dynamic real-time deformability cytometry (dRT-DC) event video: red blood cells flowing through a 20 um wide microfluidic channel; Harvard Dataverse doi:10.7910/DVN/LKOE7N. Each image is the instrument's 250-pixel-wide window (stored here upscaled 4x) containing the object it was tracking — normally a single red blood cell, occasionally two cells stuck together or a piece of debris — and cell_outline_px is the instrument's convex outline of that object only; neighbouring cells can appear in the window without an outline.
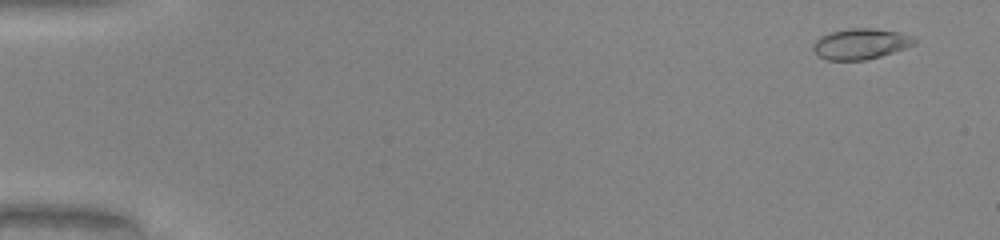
{"species": "common noctule bat (a hibernating species)", "species_latin": "Nyctalus noctula", "temperature_condition": "warm", "stored_images_in_passage": 51, "camera_frame_rate_fps": 3000, "um_per_image_px": 0.085, "animal": {"sex": "male", "body_mass_g": 20.0, "forearm_length_mm": 53.3}, "frame": {"image": 1, "passage_image": 3, "time_ms": 0.667, "image_size_px": [1000, 240], "cell_outline_px": [[916, 44], [880, 56], [864, 60], [824, 60], [816, 56], [812, 48], [812, 44], [820, 36], [832, 32], [848, 28], [872, 28], [896, 32], [912, 36], [916, 40]], "centroid_in_image_um": [73.09, 3.74], "position_along_channel_um": 11.9, "area_um2": 18.09}}
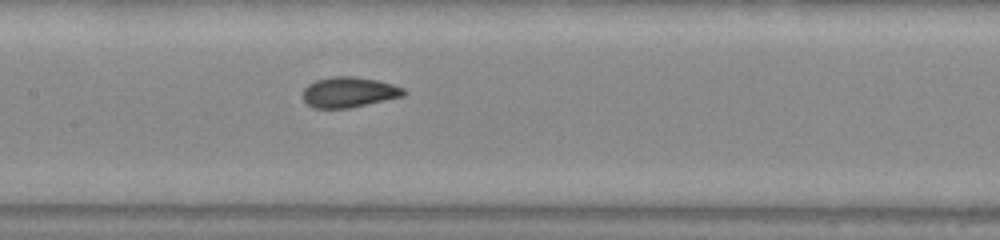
{"frame": {"image": 2, "passage_image": 26, "time_ms": 8.333, "image_size_px": [1000, 240], "cell_outline_px": [[408, 92], [404, 96], [348, 108], [312, 108], [304, 100], [304, 88], [308, 84], [316, 80], [332, 76], [352, 76], [376, 80], [392, 84], [404, 88]], "centroid_in_image_um": [29.67, 7.83], "position_along_channel_um": 177.7, "area_um2": 17.8}}
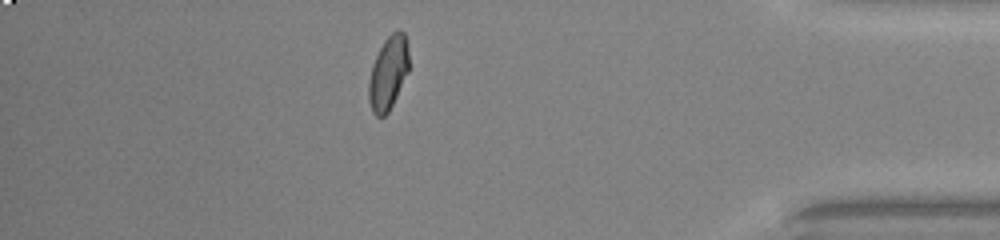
{"frame": {"image": 3, "passage_image": 45, "time_ms": 14.667, "image_size_px": [1000, 240], "cell_outline_px": [[408, 72], [388, 112], [384, 116], [376, 116], [372, 112], [368, 100], [368, 84], [372, 64], [384, 40], [392, 32], [404, 32], [408, 48]], "centroid_in_image_um": [32.98, 6.22], "position_along_channel_um": 402.2, "area_um2": 16.99}, "authors_computed_cell_mechanics": {"area_um2": 17.629, "velocity_mm_per_s": 4.1061, "shape_relaxation_time_tau1_ms": 8.1728, "shape_relaxation_time_tau2_ms": null, "deformation_change_tau1": 0.2248, "deformation_change_tau2": null}}